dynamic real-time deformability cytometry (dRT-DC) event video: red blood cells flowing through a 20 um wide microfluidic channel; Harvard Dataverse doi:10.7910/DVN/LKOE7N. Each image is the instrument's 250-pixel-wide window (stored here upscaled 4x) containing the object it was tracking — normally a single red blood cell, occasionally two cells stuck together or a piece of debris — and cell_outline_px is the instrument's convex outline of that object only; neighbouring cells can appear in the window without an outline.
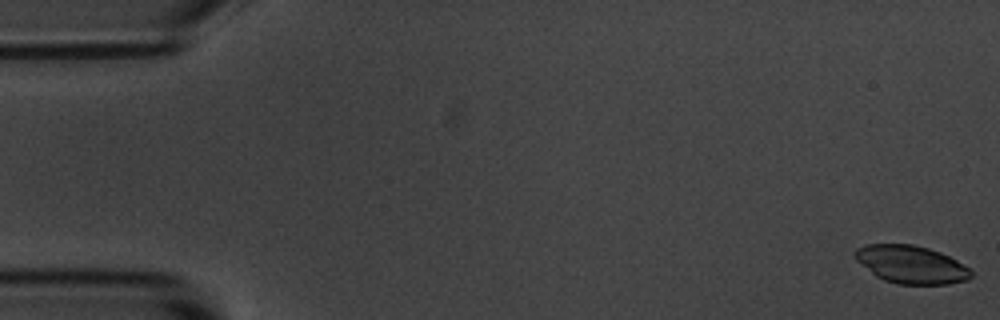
{"species": "common noctule bat (a hibernating species)", "species_latin": "Nyctalus noctula", "temperature_condition": "room temperature", "stored_images_in_passage": 5, "camera_frame_rate_fps": 3000, "um_per_image_px": 0.085, "animal": {"sex": "male", "body_mass_g": 20.1, "forearm_length_mm": 53.5}, "frame": {"image": 1, "passage_image": 1, "time_ms": 0.0, "image_size_px": [1000, 320], "cell_outline_px": [[972, 276], [968, 280], [948, 284], [900, 284], [884, 280], [876, 276], [856, 260], [852, 252], [856, 248], [864, 244], [912, 244], [928, 248], [940, 252], [956, 260], [968, 268], [972, 272]], "centroid_in_image_um": [77.42, 22.47], "position_along_channel_um": 7.6, "area_um2": 25.61}}
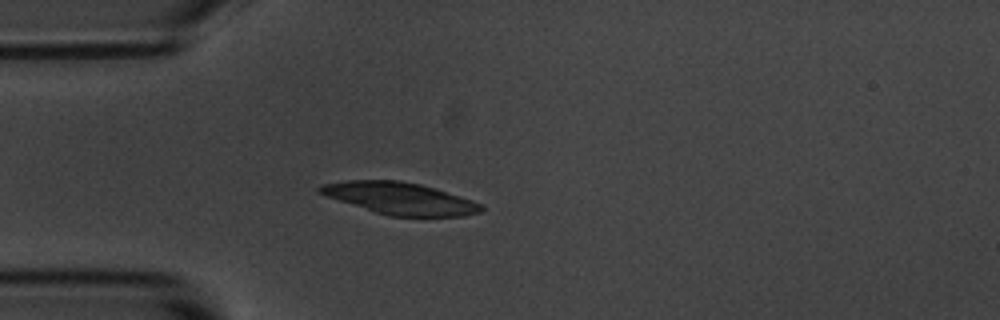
{"frame": {"image": 2, "passage_image": 5, "time_ms": 4.667, "image_size_px": [1000, 320], "cell_outline_px": [[484, 208], [480, 212], [464, 216], [388, 216], [316, 192], [316, 188], [320, 184], [348, 180], [400, 180], [420, 184], [472, 200], [480, 204]], "centroid_in_image_um": [33.97, 16.85], "position_along_channel_um": 51.0, "area_um2": 29.65}}